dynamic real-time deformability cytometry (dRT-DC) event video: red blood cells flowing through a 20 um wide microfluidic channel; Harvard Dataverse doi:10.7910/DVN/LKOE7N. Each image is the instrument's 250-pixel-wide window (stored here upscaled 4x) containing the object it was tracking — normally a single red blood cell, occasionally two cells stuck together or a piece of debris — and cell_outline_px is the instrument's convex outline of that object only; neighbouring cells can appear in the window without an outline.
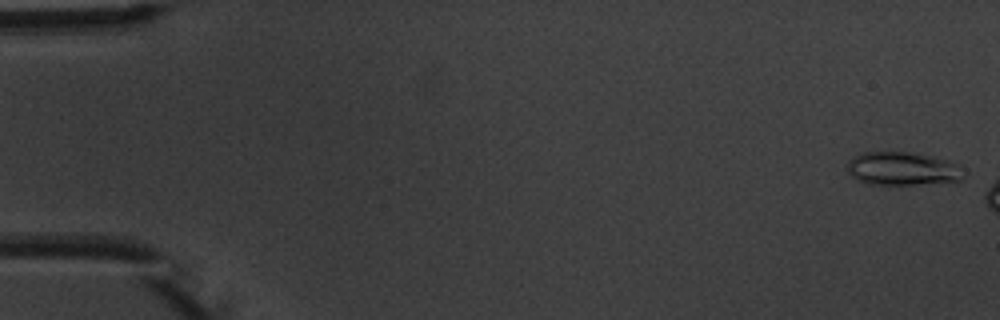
{"species": "common noctule bat (a hibernating species)", "species_latin": "Nyctalus noctula", "temperature_condition": "warm", "stored_images_in_passage": 3, "camera_frame_rate_fps": 3000, "um_per_image_px": 0.085, "animal": {"sex": "male", "body_mass_g": 20.1, "forearm_length_mm": 53.5}, "frame": {"image": 1, "passage_image": 1, "time_ms": 0.0, "image_size_px": [1000, 320], "cell_outline_px": [[964, 180], [888, 188], [868, 184], [852, 176], [848, 172], [848, 160], [860, 152], [908, 152], [932, 156], [948, 160], [960, 164], [964, 168]], "centroid_in_image_um": [76.75, 14.38], "position_along_channel_um": 8.3, "area_um2": 23.7}}